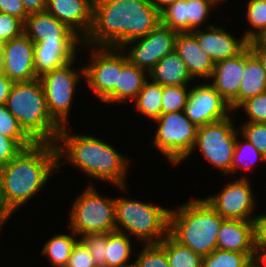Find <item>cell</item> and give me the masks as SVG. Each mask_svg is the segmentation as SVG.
Masks as SVG:
<instances>
[{
    "label": "cell",
    "mask_w": 266,
    "mask_h": 267,
    "mask_svg": "<svg viewBox=\"0 0 266 267\" xmlns=\"http://www.w3.org/2000/svg\"><path fill=\"white\" fill-rule=\"evenodd\" d=\"M159 24L160 12L150 0H94L92 26L81 44L122 48Z\"/></svg>",
    "instance_id": "6da1fadb"
},
{
    "label": "cell",
    "mask_w": 266,
    "mask_h": 267,
    "mask_svg": "<svg viewBox=\"0 0 266 267\" xmlns=\"http://www.w3.org/2000/svg\"><path fill=\"white\" fill-rule=\"evenodd\" d=\"M57 168L59 169L56 144L34 143L21 150L3 166L1 210L11 217L21 205L38 194L50 175L58 171Z\"/></svg>",
    "instance_id": "7a4b0ae2"
},
{
    "label": "cell",
    "mask_w": 266,
    "mask_h": 267,
    "mask_svg": "<svg viewBox=\"0 0 266 267\" xmlns=\"http://www.w3.org/2000/svg\"><path fill=\"white\" fill-rule=\"evenodd\" d=\"M63 126L56 141L58 152V167L66 164L74 165L91 178L114 184L117 188L126 190V172L128 158L117 152L107 142L91 135L71 134Z\"/></svg>",
    "instance_id": "3957f363"
},
{
    "label": "cell",
    "mask_w": 266,
    "mask_h": 267,
    "mask_svg": "<svg viewBox=\"0 0 266 267\" xmlns=\"http://www.w3.org/2000/svg\"><path fill=\"white\" fill-rule=\"evenodd\" d=\"M224 219L203 199L171 209L169 235L201 257L217 249V237Z\"/></svg>",
    "instance_id": "277c9868"
},
{
    "label": "cell",
    "mask_w": 266,
    "mask_h": 267,
    "mask_svg": "<svg viewBox=\"0 0 266 267\" xmlns=\"http://www.w3.org/2000/svg\"><path fill=\"white\" fill-rule=\"evenodd\" d=\"M5 106L35 143H56L62 127L49 114L39 78L14 82Z\"/></svg>",
    "instance_id": "5b68a950"
},
{
    "label": "cell",
    "mask_w": 266,
    "mask_h": 267,
    "mask_svg": "<svg viewBox=\"0 0 266 267\" xmlns=\"http://www.w3.org/2000/svg\"><path fill=\"white\" fill-rule=\"evenodd\" d=\"M170 208L140 200L115 198L116 231L143 244H159L169 234Z\"/></svg>",
    "instance_id": "8992f818"
},
{
    "label": "cell",
    "mask_w": 266,
    "mask_h": 267,
    "mask_svg": "<svg viewBox=\"0 0 266 267\" xmlns=\"http://www.w3.org/2000/svg\"><path fill=\"white\" fill-rule=\"evenodd\" d=\"M91 185L72 204L69 230L80 238L85 234L116 231L115 199L102 197Z\"/></svg>",
    "instance_id": "52a82bcc"
},
{
    "label": "cell",
    "mask_w": 266,
    "mask_h": 267,
    "mask_svg": "<svg viewBox=\"0 0 266 267\" xmlns=\"http://www.w3.org/2000/svg\"><path fill=\"white\" fill-rule=\"evenodd\" d=\"M153 144L168 159L171 165H178L192 154L198 127L184 111L161 114Z\"/></svg>",
    "instance_id": "ba28073f"
},
{
    "label": "cell",
    "mask_w": 266,
    "mask_h": 267,
    "mask_svg": "<svg viewBox=\"0 0 266 267\" xmlns=\"http://www.w3.org/2000/svg\"><path fill=\"white\" fill-rule=\"evenodd\" d=\"M87 47L92 51L90 62L84 66L86 83L101 102L114 103V88L128 57L122 48Z\"/></svg>",
    "instance_id": "9c48e42d"
},
{
    "label": "cell",
    "mask_w": 266,
    "mask_h": 267,
    "mask_svg": "<svg viewBox=\"0 0 266 267\" xmlns=\"http://www.w3.org/2000/svg\"><path fill=\"white\" fill-rule=\"evenodd\" d=\"M229 116L223 120L198 127L193 150H198L204 158L220 172L231 174L235 143L239 131ZM239 133V134H238Z\"/></svg>",
    "instance_id": "30bf717a"
},
{
    "label": "cell",
    "mask_w": 266,
    "mask_h": 267,
    "mask_svg": "<svg viewBox=\"0 0 266 267\" xmlns=\"http://www.w3.org/2000/svg\"><path fill=\"white\" fill-rule=\"evenodd\" d=\"M75 60L66 65L46 72L39 77L43 86L49 114L61 126L68 125V117L80 77L85 76L84 67L72 68ZM80 76V77H79Z\"/></svg>",
    "instance_id": "8fae6325"
},
{
    "label": "cell",
    "mask_w": 266,
    "mask_h": 267,
    "mask_svg": "<svg viewBox=\"0 0 266 267\" xmlns=\"http://www.w3.org/2000/svg\"><path fill=\"white\" fill-rule=\"evenodd\" d=\"M177 35V31L159 24L145 37L124 44L122 49L132 64L149 72L163 57L175 51Z\"/></svg>",
    "instance_id": "7c38bea8"
},
{
    "label": "cell",
    "mask_w": 266,
    "mask_h": 267,
    "mask_svg": "<svg viewBox=\"0 0 266 267\" xmlns=\"http://www.w3.org/2000/svg\"><path fill=\"white\" fill-rule=\"evenodd\" d=\"M248 177L228 183L217 195L205 200L223 218L230 220H254V194Z\"/></svg>",
    "instance_id": "4fadbf2b"
},
{
    "label": "cell",
    "mask_w": 266,
    "mask_h": 267,
    "mask_svg": "<svg viewBox=\"0 0 266 267\" xmlns=\"http://www.w3.org/2000/svg\"><path fill=\"white\" fill-rule=\"evenodd\" d=\"M184 112L193 124L200 127L229 117L232 110L210 82H203L190 89Z\"/></svg>",
    "instance_id": "5bb4252c"
},
{
    "label": "cell",
    "mask_w": 266,
    "mask_h": 267,
    "mask_svg": "<svg viewBox=\"0 0 266 267\" xmlns=\"http://www.w3.org/2000/svg\"><path fill=\"white\" fill-rule=\"evenodd\" d=\"M212 0H177L160 11V24L177 32H192L207 20Z\"/></svg>",
    "instance_id": "9a60e30c"
},
{
    "label": "cell",
    "mask_w": 266,
    "mask_h": 267,
    "mask_svg": "<svg viewBox=\"0 0 266 267\" xmlns=\"http://www.w3.org/2000/svg\"><path fill=\"white\" fill-rule=\"evenodd\" d=\"M5 76L14 82H27L39 78L34 70V43L23 33L3 43Z\"/></svg>",
    "instance_id": "2e32d148"
},
{
    "label": "cell",
    "mask_w": 266,
    "mask_h": 267,
    "mask_svg": "<svg viewBox=\"0 0 266 267\" xmlns=\"http://www.w3.org/2000/svg\"><path fill=\"white\" fill-rule=\"evenodd\" d=\"M199 47L213 60L214 63L239 55L247 46L248 40L242 35L237 39L233 34L214 24L204 30L192 31Z\"/></svg>",
    "instance_id": "e0dca14e"
},
{
    "label": "cell",
    "mask_w": 266,
    "mask_h": 267,
    "mask_svg": "<svg viewBox=\"0 0 266 267\" xmlns=\"http://www.w3.org/2000/svg\"><path fill=\"white\" fill-rule=\"evenodd\" d=\"M24 33L33 41L46 43H79L83 41L68 26L46 11L30 14L24 22Z\"/></svg>",
    "instance_id": "ac0fdd59"
},
{
    "label": "cell",
    "mask_w": 266,
    "mask_h": 267,
    "mask_svg": "<svg viewBox=\"0 0 266 267\" xmlns=\"http://www.w3.org/2000/svg\"><path fill=\"white\" fill-rule=\"evenodd\" d=\"M93 2L94 0H47L46 12L84 40L92 26Z\"/></svg>",
    "instance_id": "d6986e66"
},
{
    "label": "cell",
    "mask_w": 266,
    "mask_h": 267,
    "mask_svg": "<svg viewBox=\"0 0 266 267\" xmlns=\"http://www.w3.org/2000/svg\"><path fill=\"white\" fill-rule=\"evenodd\" d=\"M245 69V49L237 56L215 63L210 83L230 105L238 96Z\"/></svg>",
    "instance_id": "ffe728a7"
},
{
    "label": "cell",
    "mask_w": 266,
    "mask_h": 267,
    "mask_svg": "<svg viewBox=\"0 0 266 267\" xmlns=\"http://www.w3.org/2000/svg\"><path fill=\"white\" fill-rule=\"evenodd\" d=\"M175 52L184 61L189 74L194 79L210 80L215 63L199 47L192 32H178L175 42Z\"/></svg>",
    "instance_id": "44dd1931"
},
{
    "label": "cell",
    "mask_w": 266,
    "mask_h": 267,
    "mask_svg": "<svg viewBox=\"0 0 266 267\" xmlns=\"http://www.w3.org/2000/svg\"><path fill=\"white\" fill-rule=\"evenodd\" d=\"M217 249L256 253L254 220L224 219L218 231Z\"/></svg>",
    "instance_id": "7402d4cb"
},
{
    "label": "cell",
    "mask_w": 266,
    "mask_h": 267,
    "mask_svg": "<svg viewBox=\"0 0 266 267\" xmlns=\"http://www.w3.org/2000/svg\"><path fill=\"white\" fill-rule=\"evenodd\" d=\"M78 43H46L34 44V70L40 77L46 72L66 65L76 58Z\"/></svg>",
    "instance_id": "603a6c76"
},
{
    "label": "cell",
    "mask_w": 266,
    "mask_h": 267,
    "mask_svg": "<svg viewBox=\"0 0 266 267\" xmlns=\"http://www.w3.org/2000/svg\"><path fill=\"white\" fill-rule=\"evenodd\" d=\"M243 73L239 94L229 105L232 111H237V107L246 99L266 92V73L259 59L250 51L249 46L245 48Z\"/></svg>",
    "instance_id": "cb8c5ba5"
},
{
    "label": "cell",
    "mask_w": 266,
    "mask_h": 267,
    "mask_svg": "<svg viewBox=\"0 0 266 267\" xmlns=\"http://www.w3.org/2000/svg\"><path fill=\"white\" fill-rule=\"evenodd\" d=\"M148 76L162 86H188L193 80L186 64L175 51L163 57L148 72Z\"/></svg>",
    "instance_id": "d4e9b609"
},
{
    "label": "cell",
    "mask_w": 266,
    "mask_h": 267,
    "mask_svg": "<svg viewBox=\"0 0 266 267\" xmlns=\"http://www.w3.org/2000/svg\"><path fill=\"white\" fill-rule=\"evenodd\" d=\"M149 79L148 72L128 61L119 73L118 85L114 88V102L134 101Z\"/></svg>",
    "instance_id": "484cf974"
},
{
    "label": "cell",
    "mask_w": 266,
    "mask_h": 267,
    "mask_svg": "<svg viewBox=\"0 0 266 267\" xmlns=\"http://www.w3.org/2000/svg\"><path fill=\"white\" fill-rule=\"evenodd\" d=\"M132 242L127 234L115 231L107 233L105 248V267H133L127 263L132 255Z\"/></svg>",
    "instance_id": "4316f807"
},
{
    "label": "cell",
    "mask_w": 266,
    "mask_h": 267,
    "mask_svg": "<svg viewBox=\"0 0 266 267\" xmlns=\"http://www.w3.org/2000/svg\"><path fill=\"white\" fill-rule=\"evenodd\" d=\"M163 86L147 80L137 95L135 109L153 121L162 114Z\"/></svg>",
    "instance_id": "83f0119b"
},
{
    "label": "cell",
    "mask_w": 266,
    "mask_h": 267,
    "mask_svg": "<svg viewBox=\"0 0 266 267\" xmlns=\"http://www.w3.org/2000/svg\"><path fill=\"white\" fill-rule=\"evenodd\" d=\"M72 235L57 234L50 238L43 247L41 253L47 255L52 263V267H66L72 248L79 239L74 231Z\"/></svg>",
    "instance_id": "f1b7e54d"
},
{
    "label": "cell",
    "mask_w": 266,
    "mask_h": 267,
    "mask_svg": "<svg viewBox=\"0 0 266 267\" xmlns=\"http://www.w3.org/2000/svg\"><path fill=\"white\" fill-rule=\"evenodd\" d=\"M159 245L166 251L170 267H201L202 257L175 241L169 234Z\"/></svg>",
    "instance_id": "f546056e"
},
{
    "label": "cell",
    "mask_w": 266,
    "mask_h": 267,
    "mask_svg": "<svg viewBox=\"0 0 266 267\" xmlns=\"http://www.w3.org/2000/svg\"><path fill=\"white\" fill-rule=\"evenodd\" d=\"M254 256H256V253H239L216 249L202 257L201 267H242L249 258Z\"/></svg>",
    "instance_id": "4dcf8cb0"
},
{
    "label": "cell",
    "mask_w": 266,
    "mask_h": 267,
    "mask_svg": "<svg viewBox=\"0 0 266 267\" xmlns=\"http://www.w3.org/2000/svg\"><path fill=\"white\" fill-rule=\"evenodd\" d=\"M238 140L239 137L236 138L235 151L231 164V174L235 173L239 168L248 171L256 165L255 162L258 160L266 162V158L244 137L242 138V142Z\"/></svg>",
    "instance_id": "1f68e13d"
},
{
    "label": "cell",
    "mask_w": 266,
    "mask_h": 267,
    "mask_svg": "<svg viewBox=\"0 0 266 267\" xmlns=\"http://www.w3.org/2000/svg\"><path fill=\"white\" fill-rule=\"evenodd\" d=\"M0 135L14 139L23 149L35 143L23 131L18 120L8 111L5 105H0Z\"/></svg>",
    "instance_id": "d6a6232c"
},
{
    "label": "cell",
    "mask_w": 266,
    "mask_h": 267,
    "mask_svg": "<svg viewBox=\"0 0 266 267\" xmlns=\"http://www.w3.org/2000/svg\"><path fill=\"white\" fill-rule=\"evenodd\" d=\"M246 18L254 29L250 27L243 36L252 41L266 27V0H249Z\"/></svg>",
    "instance_id": "836d02e7"
},
{
    "label": "cell",
    "mask_w": 266,
    "mask_h": 267,
    "mask_svg": "<svg viewBox=\"0 0 266 267\" xmlns=\"http://www.w3.org/2000/svg\"><path fill=\"white\" fill-rule=\"evenodd\" d=\"M189 86H163L162 114L184 111L190 89Z\"/></svg>",
    "instance_id": "e575fe53"
},
{
    "label": "cell",
    "mask_w": 266,
    "mask_h": 267,
    "mask_svg": "<svg viewBox=\"0 0 266 267\" xmlns=\"http://www.w3.org/2000/svg\"><path fill=\"white\" fill-rule=\"evenodd\" d=\"M133 267H170L166 251L159 244H143Z\"/></svg>",
    "instance_id": "d590c367"
},
{
    "label": "cell",
    "mask_w": 266,
    "mask_h": 267,
    "mask_svg": "<svg viewBox=\"0 0 266 267\" xmlns=\"http://www.w3.org/2000/svg\"><path fill=\"white\" fill-rule=\"evenodd\" d=\"M241 108L248 115V121L245 123L266 122V92L246 99L237 107V109Z\"/></svg>",
    "instance_id": "8d00e7d4"
},
{
    "label": "cell",
    "mask_w": 266,
    "mask_h": 267,
    "mask_svg": "<svg viewBox=\"0 0 266 267\" xmlns=\"http://www.w3.org/2000/svg\"><path fill=\"white\" fill-rule=\"evenodd\" d=\"M239 133L266 158V122L244 123Z\"/></svg>",
    "instance_id": "74e56055"
},
{
    "label": "cell",
    "mask_w": 266,
    "mask_h": 267,
    "mask_svg": "<svg viewBox=\"0 0 266 267\" xmlns=\"http://www.w3.org/2000/svg\"><path fill=\"white\" fill-rule=\"evenodd\" d=\"M80 240L88 248L97 267H105L107 233L85 234L81 236Z\"/></svg>",
    "instance_id": "f35d334b"
},
{
    "label": "cell",
    "mask_w": 266,
    "mask_h": 267,
    "mask_svg": "<svg viewBox=\"0 0 266 267\" xmlns=\"http://www.w3.org/2000/svg\"><path fill=\"white\" fill-rule=\"evenodd\" d=\"M24 33V23L9 14L0 12V43L21 36Z\"/></svg>",
    "instance_id": "ab89813d"
},
{
    "label": "cell",
    "mask_w": 266,
    "mask_h": 267,
    "mask_svg": "<svg viewBox=\"0 0 266 267\" xmlns=\"http://www.w3.org/2000/svg\"><path fill=\"white\" fill-rule=\"evenodd\" d=\"M66 267H97L88 248L80 239L73 246Z\"/></svg>",
    "instance_id": "60d3db41"
},
{
    "label": "cell",
    "mask_w": 266,
    "mask_h": 267,
    "mask_svg": "<svg viewBox=\"0 0 266 267\" xmlns=\"http://www.w3.org/2000/svg\"><path fill=\"white\" fill-rule=\"evenodd\" d=\"M254 237L256 256L266 251V214L254 218Z\"/></svg>",
    "instance_id": "b9f144b4"
},
{
    "label": "cell",
    "mask_w": 266,
    "mask_h": 267,
    "mask_svg": "<svg viewBox=\"0 0 266 267\" xmlns=\"http://www.w3.org/2000/svg\"><path fill=\"white\" fill-rule=\"evenodd\" d=\"M23 148L12 138L0 135V163L6 165Z\"/></svg>",
    "instance_id": "7bdbcfd3"
},
{
    "label": "cell",
    "mask_w": 266,
    "mask_h": 267,
    "mask_svg": "<svg viewBox=\"0 0 266 267\" xmlns=\"http://www.w3.org/2000/svg\"><path fill=\"white\" fill-rule=\"evenodd\" d=\"M0 12L14 16L23 23L29 16L21 0H0Z\"/></svg>",
    "instance_id": "ee69618b"
},
{
    "label": "cell",
    "mask_w": 266,
    "mask_h": 267,
    "mask_svg": "<svg viewBox=\"0 0 266 267\" xmlns=\"http://www.w3.org/2000/svg\"><path fill=\"white\" fill-rule=\"evenodd\" d=\"M28 15L46 11L47 0H21Z\"/></svg>",
    "instance_id": "f6af8a7d"
},
{
    "label": "cell",
    "mask_w": 266,
    "mask_h": 267,
    "mask_svg": "<svg viewBox=\"0 0 266 267\" xmlns=\"http://www.w3.org/2000/svg\"><path fill=\"white\" fill-rule=\"evenodd\" d=\"M13 82L5 75H0V105H5Z\"/></svg>",
    "instance_id": "bcb514c9"
},
{
    "label": "cell",
    "mask_w": 266,
    "mask_h": 267,
    "mask_svg": "<svg viewBox=\"0 0 266 267\" xmlns=\"http://www.w3.org/2000/svg\"><path fill=\"white\" fill-rule=\"evenodd\" d=\"M250 51L259 59L266 73V48L259 47L253 40L248 42Z\"/></svg>",
    "instance_id": "7dc6e473"
},
{
    "label": "cell",
    "mask_w": 266,
    "mask_h": 267,
    "mask_svg": "<svg viewBox=\"0 0 266 267\" xmlns=\"http://www.w3.org/2000/svg\"><path fill=\"white\" fill-rule=\"evenodd\" d=\"M242 267H266L259 256L251 257Z\"/></svg>",
    "instance_id": "c3c4849f"
},
{
    "label": "cell",
    "mask_w": 266,
    "mask_h": 267,
    "mask_svg": "<svg viewBox=\"0 0 266 267\" xmlns=\"http://www.w3.org/2000/svg\"><path fill=\"white\" fill-rule=\"evenodd\" d=\"M175 1L177 0H150V2L159 12L163 10L166 6L174 3Z\"/></svg>",
    "instance_id": "681fc988"
},
{
    "label": "cell",
    "mask_w": 266,
    "mask_h": 267,
    "mask_svg": "<svg viewBox=\"0 0 266 267\" xmlns=\"http://www.w3.org/2000/svg\"><path fill=\"white\" fill-rule=\"evenodd\" d=\"M262 48H266V27L253 39Z\"/></svg>",
    "instance_id": "f907efd6"
},
{
    "label": "cell",
    "mask_w": 266,
    "mask_h": 267,
    "mask_svg": "<svg viewBox=\"0 0 266 267\" xmlns=\"http://www.w3.org/2000/svg\"><path fill=\"white\" fill-rule=\"evenodd\" d=\"M4 68H5V58L3 52V43H0V75H5Z\"/></svg>",
    "instance_id": "816d5d0a"
},
{
    "label": "cell",
    "mask_w": 266,
    "mask_h": 267,
    "mask_svg": "<svg viewBox=\"0 0 266 267\" xmlns=\"http://www.w3.org/2000/svg\"><path fill=\"white\" fill-rule=\"evenodd\" d=\"M10 219V217L0 208V230L1 227Z\"/></svg>",
    "instance_id": "f5cc1de1"
},
{
    "label": "cell",
    "mask_w": 266,
    "mask_h": 267,
    "mask_svg": "<svg viewBox=\"0 0 266 267\" xmlns=\"http://www.w3.org/2000/svg\"><path fill=\"white\" fill-rule=\"evenodd\" d=\"M258 256L266 266V251L265 252H261Z\"/></svg>",
    "instance_id": "db71d44e"
},
{
    "label": "cell",
    "mask_w": 266,
    "mask_h": 267,
    "mask_svg": "<svg viewBox=\"0 0 266 267\" xmlns=\"http://www.w3.org/2000/svg\"><path fill=\"white\" fill-rule=\"evenodd\" d=\"M3 164L0 163V188H1V184H2V171H3Z\"/></svg>",
    "instance_id": "11a10c76"
},
{
    "label": "cell",
    "mask_w": 266,
    "mask_h": 267,
    "mask_svg": "<svg viewBox=\"0 0 266 267\" xmlns=\"http://www.w3.org/2000/svg\"><path fill=\"white\" fill-rule=\"evenodd\" d=\"M213 3L217 6L218 4H220L221 2H223V0H212ZM226 1V0H224ZM220 2V3H219Z\"/></svg>",
    "instance_id": "9f6ffc18"
}]
</instances>
